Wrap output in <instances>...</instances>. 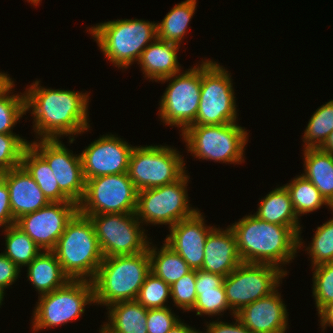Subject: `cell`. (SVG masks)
Segmentation results:
<instances>
[{
	"label": "cell",
	"instance_id": "cell-1",
	"mask_svg": "<svg viewBox=\"0 0 333 333\" xmlns=\"http://www.w3.org/2000/svg\"><path fill=\"white\" fill-rule=\"evenodd\" d=\"M36 80L25 90L26 111L33 116V129L38 139H59L89 131V94L79 91L44 88ZM71 137V138H70Z\"/></svg>",
	"mask_w": 333,
	"mask_h": 333
},
{
	"label": "cell",
	"instance_id": "cell-2",
	"mask_svg": "<svg viewBox=\"0 0 333 333\" xmlns=\"http://www.w3.org/2000/svg\"><path fill=\"white\" fill-rule=\"evenodd\" d=\"M229 227L244 263L270 264L282 269L298 253L299 235L289 226L268 223L250 214Z\"/></svg>",
	"mask_w": 333,
	"mask_h": 333
},
{
	"label": "cell",
	"instance_id": "cell-3",
	"mask_svg": "<svg viewBox=\"0 0 333 333\" xmlns=\"http://www.w3.org/2000/svg\"><path fill=\"white\" fill-rule=\"evenodd\" d=\"M151 272L148 249L133 255L104 257L93 278L94 303L106 306L136 300Z\"/></svg>",
	"mask_w": 333,
	"mask_h": 333
},
{
	"label": "cell",
	"instance_id": "cell-4",
	"mask_svg": "<svg viewBox=\"0 0 333 333\" xmlns=\"http://www.w3.org/2000/svg\"><path fill=\"white\" fill-rule=\"evenodd\" d=\"M53 252L70 280L92 281L104 258L93 223L79 212L67 223Z\"/></svg>",
	"mask_w": 333,
	"mask_h": 333
},
{
	"label": "cell",
	"instance_id": "cell-5",
	"mask_svg": "<svg viewBox=\"0 0 333 333\" xmlns=\"http://www.w3.org/2000/svg\"><path fill=\"white\" fill-rule=\"evenodd\" d=\"M88 32L115 67L127 69L140 59L142 51L157 38V23L118 19L96 24Z\"/></svg>",
	"mask_w": 333,
	"mask_h": 333
},
{
	"label": "cell",
	"instance_id": "cell-6",
	"mask_svg": "<svg viewBox=\"0 0 333 333\" xmlns=\"http://www.w3.org/2000/svg\"><path fill=\"white\" fill-rule=\"evenodd\" d=\"M236 123L189 126L181 136L187 150L198 159L241 164L248 133Z\"/></svg>",
	"mask_w": 333,
	"mask_h": 333
},
{
	"label": "cell",
	"instance_id": "cell-7",
	"mask_svg": "<svg viewBox=\"0 0 333 333\" xmlns=\"http://www.w3.org/2000/svg\"><path fill=\"white\" fill-rule=\"evenodd\" d=\"M229 71L213 60H202L201 98L191 126L222 125L237 121V107Z\"/></svg>",
	"mask_w": 333,
	"mask_h": 333
},
{
	"label": "cell",
	"instance_id": "cell-8",
	"mask_svg": "<svg viewBox=\"0 0 333 333\" xmlns=\"http://www.w3.org/2000/svg\"><path fill=\"white\" fill-rule=\"evenodd\" d=\"M168 145L133 148L127 174L138 191L171 184L186 173L185 161Z\"/></svg>",
	"mask_w": 333,
	"mask_h": 333
},
{
	"label": "cell",
	"instance_id": "cell-9",
	"mask_svg": "<svg viewBox=\"0 0 333 333\" xmlns=\"http://www.w3.org/2000/svg\"><path fill=\"white\" fill-rule=\"evenodd\" d=\"M94 304L91 281L70 280L65 286L38 296L31 320L32 331L64 325L80 318L85 306Z\"/></svg>",
	"mask_w": 333,
	"mask_h": 333
},
{
	"label": "cell",
	"instance_id": "cell-10",
	"mask_svg": "<svg viewBox=\"0 0 333 333\" xmlns=\"http://www.w3.org/2000/svg\"><path fill=\"white\" fill-rule=\"evenodd\" d=\"M189 178L185 173L171 184L138 191L136 216L140 223L168 224L170 228L193 216L198 208L189 206L186 189Z\"/></svg>",
	"mask_w": 333,
	"mask_h": 333
},
{
	"label": "cell",
	"instance_id": "cell-11",
	"mask_svg": "<svg viewBox=\"0 0 333 333\" xmlns=\"http://www.w3.org/2000/svg\"><path fill=\"white\" fill-rule=\"evenodd\" d=\"M170 81L160 100L161 122L168 126H177L184 132L193 125L199 108L202 83V63L160 80Z\"/></svg>",
	"mask_w": 333,
	"mask_h": 333
},
{
	"label": "cell",
	"instance_id": "cell-12",
	"mask_svg": "<svg viewBox=\"0 0 333 333\" xmlns=\"http://www.w3.org/2000/svg\"><path fill=\"white\" fill-rule=\"evenodd\" d=\"M138 190L127 172L86 180L85 192L78 212L94 214L136 213Z\"/></svg>",
	"mask_w": 333,
	"mask_h": 333
},
{
	"label": "cell",
	"instance_id": "cell-13",
	"mask_svg": "<svg viewBox=\"0 0 333 333\" xmlns=\"http://www.w3.org/2000/svg\"><path fill=\"white\" fill-rule=\"evenodd\" d=\"M287 273L286 270L270 264L242 262L223 280L232 315H236L244 306L274 292Z\"/></svg>",
	"mask_w": 333,
	"mask_h": 333
},
{
	"label": "cell",
	"instance_id": "cell-14",
	"mask_svg": "<svg viewBox=\"0 0 333 333\" xmlns=\"http://www.w3.org/2000/svg\"><path fill=\"white\" fill-rule=\"evenodd\" d=\"M88 217L93 223L103 257L133 255L148 249L150 242L136 213L94 214Z\"/></svg>",
	"mask_w": 333,
	"mask_h": 333
},
{
	"label": "cell",
	"instance_id": "cell-15",
	"mask_svg": "<svg viewBox=\"0 0 333 333\" xmlns=\"http://www.w3.org/2000/svg\"><path fill=\"white\" fill-rule=\"evenodd\" d=\"M36 141L29 144L49 164L60 191L78 205L84 196L86 184L80 154L74 155L59 139Z\"/></svg>",
	"mask_w": 333,
	"mask_h": 333
},
{
	"label": "cell",
	"instance_id": "cell-16",
	"mask_svg": "<svg viewBox=\"0 0 333 333\" xmlns=\"http://www.w3.org/2000/svg\"><path fill=\"white\" fill-rule=\"evenodd\" d=\"M77 212L78 205L74 202H50L35 212L22 215L16 225L42 251H53L67 223Z\"/></svg>",
	"mask_w": 333,
	"mask_h": 333
},
{
	"label": "cell",
	"instance_id": "cell-17",
	"mask_svg": "<svg viewBox=\"0 0 333 333\" xmlns=\"http://www.w3.org/2000/svg\"><path fill=\"white\" fill-rule=\"evenodd\" d=\"M134 147L112 134L103 135L91 142L80 153L85 180L126 173Z\"/></svg>",
	"mask_w": 333,
	"mask_h": 333
},
{
	"label": "cell",
	"instance_id": "cell-18",
	"mask_svg": "<svg viewBox=\"0 0 333 333\" xmlns=\"http://www.w3.org/2000/svg\"><path fill=\"white\" fill-rule=\"evenodd\" d=\"M199 210L191 217L170 227L164 243L179 254L192 270L201 269L204 260V245L208 234L215 226H206Z\"/></svg>",
	"mask_w": 333,
	"mask_h": 333
},
{
	"label": "cell",
	"instance_id": "cell-19",
	"mask_svg": "<svg viewBox=\"0 0 333 333\" xmlns=\"http://www.w3.org/2000/svg\"><path fill=\"white\" fill-rule=\"evenodd\" d=\"M278 288L271 294L244 306L236 316L252 333H285L288 312Z\"/></svg>",
	"mask_w": 333,
	"mask_h": 333
},
{
	"label": "cell",
	"instance_id": "cell-20",
	"mask_svg": "<svg viewBox=\"0 0 333 333\" xmlns=\"http://www.w3.org/2000/svg\"><path fill=\"white\" fill-rule=\"evenodd\" d=\"M202 270L226 277L242 260L239 256L235 235L228 226L225 230L215 227L204 245Z\"/></svg>",
	"mask_w": 333,
	"mask_h": 333
},
{
	"label": "cell",
	"instance_id": "cell-21",
	"mask_svg": "<svg viewBox=\"0 0 333 333\" xmlns=\"http://www.w3.org/2000/svg\"><path fill=\"white\" fill-rule=\"evenodd\" d=\"M3 180L9 189L11 211L15 220L50 203L35 180L21 165L5 171Z\"/></svg>",
	"mask_w": 333,
	"mask_h": 333
},
{
	"label": "cell",
	"instance_id": "cell-22",
	"mask_svg": "<svg viewBox=\"0 0 333 333\" xmlns=\"http://www.w3.org/2000/svg\"><path fill=\"white\" fill-rule=\"evenodd\" d=\"M180 45L156 38L143 51L138 60L144 78L160 80L181 72L178 62Z\"/></svg>",
	"mask_w": 333,
	"mask_h": 333
},
{
	"label": "cell",
	"instance_id": "cell-23",
	"mask_svg": "<svg viewBox=\"0 0 333 333\" xmlns=\"http://www.w3.org/2000/svg\"><path fill=\"white\" fill-rule=\"evenodd\" d=\"M258 210L254 215L268 223L289 226L299 235V249L304 247L301 238V226L294 211L290 193L286 186L270 191L260 200Z\"/></svg>",
	"mask_w": 333,
	"mask_h": 333
},
{
	"label": "cell",
	"instance_id": "cell-24",
	"mask_svg": "<svg viewBox=\"0 0 333 333\" xmlns=\"http://www.w3.org/2000/svg\"><path fill=\"white\" fill-rule=\"evenodd\" d=\"M223 280L224 277L222 275L202 269L196 270L195 288L197 298L192 309V311H196V315H222L224 311L226 312V310L230 309L226 300Z\"/></svg>",
	"mask_w": 333,
	"mask_h": 333
},
{
	"label": "cell",
	"instance_id": "cell-25",
	"mask_svg": "<svg viewBox=\"0 0 333 333\" xmlns=\"http://www.w3.org/2000/svg\"><path fill=\"white\" fill-rule=\"evenodd\" d=\"M27 267L28 280L39 296L59 289L70 281L53 251H42Z\"/></svg>",
	"mask_w": 333,
	"mask_h": 333
},
{
	"label": "cell",
	"instance_id": "cell-26",
	"mask_svg": "<svg viewBox=\"0 0 333 333\" xmlns=\"http://www.w3.org/2000/svg\"><path fill=\"white\" fill-rule=\"evenodd\" d=\"M108 322L100 333H148L147 308L136 300L122 301L108 306Z\"/></svg>",
	"mask_w": 333,
	"mask_h": 333
},
{
	"label": "cell",
	"instance_id": "cell-27",
	"mask_svg": "<svg viewBox=\"0 0 333 333\" xmlns=\"http://www.w3.org/2000/svg\"><path fill=\"white\" fill-rule=\"evenodd\" d=\"M304 154L303 175L320 192L333 208V154L320 148H306Z\"/></svg>",
	"mask_w": 333,
	"mask_h": 333
},
{
	"label": "cell",
	"instance_id": "cell-28",
	"mask_svg": "<svg viewBox=\"0 0 333 333\" xmlns=\"http://www.w3.org/2000/svg\"><path fill=\"white\" fill-rule=\"evenodd\" d=\"M21 166L35 180L50 202H72L60 191L47 161L30 144L23 152Z\"/></svg>",
	"mask_w": 333,
	"mask_h": 333
},
{
	"label": "cell",
	"instance_id": "cell-29",
	"mask_svg": "<svg viewBox=\"0 0 333 333\" xmlns=\"http://www.w3.org/2000/svg\"><path fill=\"white\" fill-rule=\"evenodd\" d=\"M196 5L197 0H186L176 4L164 19L157 23V38L181 45L187 33L188 24L195 13Z\"/></svg>",
	"mask_w": 333,
	"mask_h": 333
},
{
	"label": "cell",
	"instance_id": "cell-30",
	"mask_svg": "<svg viewBox=\"0 0 333 333\" xmlns=\"http://www.w3.org/2000/svg\"><path fill=\"white\" fill-rule=\"evenodd\" d=\"M150 244H153L150 242L148 246L151 272L163 279L168 285L171 286L182 276L192 271L184 259L165 243L160 247V251L156 246L151 247Z\"/></svg>",
	"mask_w": 333,
	"mask_h": 333
},
{
	"label": "cell",
	"instance_id": "cell-31",
	"mask_svg": "<svg viewBox=\"0 0 333 333\" xmlns=\"http://www.w3.org/2000/svg\"><path fill=\"white\" fill-rule=\"evenodd\" d=\"M4 229L6 249L3 254L19 268L28 266L42 250L16 224Z\"/></svg>",
	"mask_w": 333,
	"mask_h": 333
},
{
	"label": "cell",
	"instance_id": "cell-32",
	"mask_svg": "<svg viewBox=\"0 0 333 333\" xmlns=\"http://www.w3.org/2000/svg\"><path fill=\"white\" fill-rule=\"evenodd\" d=\"M12 80L8 76L0 84V134H14L13 127L27 112L25 93L13 94L11 91L15 85Z\"/></svg>",
	"mask_w": 333,
	"mask_h": 333
},
{
	"label": "cell",
	"instance_id": "cell-33",
	"mask_svg": "<svg viewBox=\"0 0 333 333\" xmlns=\"http://www.w3.org/2000/svg\"><path fill=\"white\" fill-rule=\"evenodd\" d=\"M285 186L290 193L292 205L298 217L319 210L322 205L329 206L333 212V208L322 197L319 190L303 175L294 178Z\"/></svg>",
	"mask_w": 333,
	"mask_h": 333
},
{
	"label": "cell",
	"instance_id": "cell-34",
	"mask_svg": "<svg viewBox=\"0 0 333 333\" xmlns=\"http://www.w3.org/2000/svg\"><path fill=\"white\" fill-rule=\"evenodd\" d=\"M304 131L303 149L320 148L324 144L333 131V100L316 109Z\"/></svg>",
	"mask_w": 333,
	"mask_h": 333
},
{
	"label": "cell",
	"instance_id": "cell-35",
	"mask_svg": "<svg viewBox=\"0 0 333 333\" xmlns=\"http://www.w3.org/2000/svg\"><path fill=\"white\" fill-rule=\"evenodd\" d=\"M306 250L309 251L312 267L333 262V218L317 227Z\"/></svg>",
	"mask_w": 333,
	"mask_h": 333
},
{
	"label": "cell",
	"instance_id": "cell-36",
	"mask_svg": "<svg viewBox=\"0 0 333 333\" xmlns=\"http://www.w3.org/2000/svg\"><path fill=\"white\" fill-rule=\"evenodd\" d=\"M171 297V286L163 279L150 272L140 288L136 301L147 309L167 307L165 304Z\"/></svg>",
	"mask_w": 333,
	"mask_h": 333
},
{
	"label": "cell",
	"instance_id": "cell-37",
	"mask_svg": "<svg viewBox=\"0 0 333 333\" xmlns=\"http://www.w3.org/2000/svg\"><path fill=\"white\" fill-rule=\"evenodd\" d=\"M313 298L319 311L325 304L333 301V262L312 267Z\"/></svg>",
	"mask_w": 333,
	"mask_h": 333
},
{
	"label": "cell",
	"instance_id": "cell-38",
	"mask_svg": "<svg viewBox=\"0 0 333 333\" xmlns=\"http://www.w3.org/2000/svg\"><path fill=\"white\" fill-rule=\"evenodd\" d=\"M29 141L19 134H0V168L4 171L21 165L22 155Z\"/></svg>",
	"mask_w": 333,
	"mask_h": 333
},
{
	"label": "cell",
	"instance_id": "cell-39",
	"mask_svg": "<svg viewBox=\"0 0 333 333\" xmlns=\"http://www.w3.org/2000/svg\"><path fill=\"white\" fill-rule=\"evenodd\" d=\"M195 285L196 270H192L171 285V299L176 307L183 311H192L197 298Z\"/></svg>",
	"mask_w": 333,
	"mask_h": 333
},
{
	"label": "cell",
	"instance_id": "cell-40",
	"mask_svg": "<svg viewBox=\"0 0 333 333\" xmlns=\"http://www.w3.org/2000/svg\"><path fill=\"white\" fill-rule=\"evenodd\" d=\"M171 310L169 306L148 309L146 322L148 333H168L170 329L181 320L178 319V316H175Z\"/></svg>",
	"mask_w": 333,
	"mask_h": 333
},
{
	"label": "cell",
	"instance_id": "cell-41",
	"mask_svg": "<svg viewBox=\"0 0 333 333\" xmlns=\"http://www.w3.org/2000/svg\"><path fill=\"white\" fill-rule=\"evenodd\" d=\"M20 268L0 253V288L4 291L18 279Z\"/></svg>",
	"mask_w": 333,
	"mask_h": 333
},
{
	"label": "cell",
	"instance_id": "cell-42",
	"mask_svg": "<svg viewBox=\"0 0 333 333\" xmlns=\"http://www.w3.org/2000/svg\"><path fill=\"white\" fill-rule=\"evenodd\" d=\"M13 224H16V220L11 211L9 189L3 180L0 183V227L6 228Z\"/></svg>",
	"mask_w": 333,
	"mask_h": 333
},
{
	"label": "cell",
	"instance_id": "cell-43",
	"mask_svg": "<svg viewBox=\"0 0 333 333\" xmlns=\"http://www.w3.org/2000/svg\"><path fill=\"white\" fill-rule=\"evenodd\" d=\"M236 320L235 323H225L222 321H212L210 323L207 322V329L205 333H252L249 328H247L240 319L234 315ZM203 333V332H201Z\"/></svg>",
	"mask_w": 333,
	"mask_h": 333
},
{
	"label": "cell",
	"instance_id": "cell-44",
	"mask_svg": "<svg viewBox=\"0 0 333 333\" xmlns=\"http://www.w3.org/2000/svg\"><path fill=\"white\" fill-rule=\"evenodd\" d=\"M318 316L320 317L321 327L326 329V326L333 327V301L325 304L319 311Z\"/></svg>",
	"mask_w": 333,
	"mask_h": 333
},
{
	"label": "cell",
	"instance_id": "cell-45",
	"mask_svg": "<svg viewBox=\"0 0 333 333\" xmlns=\"http://www.w3.org/2000/svg\"><path fill=\"white\" fill-rule=\"evenodd\" d=\"M168 333H201V331L196 330L195 328L190 327L181 320L176 323Z\"/></svg>",
	"mask_w": 333,
	"mask_h": 333
},
{
	"label": "cell",
	"instance_id": "cell-46",
	"mask_svg": "<svg viewBox=\"0 0 333 333\" xmlns=\"http://www.w3.org/2000/svg\"><path fill=\"white\" fill-rule=\"evenodd\" d=\"M320 149L324 152H328V153L333 154V131L329 134L327 140L320 147Z\"/></svg>",
	"mask_w": 333,
	"mask_h": 333
},
{
	"label": "cell",
	"instance_id": "cell-47",
	"mask_svg": "<svg viewBox=\"0 0 333 333\" xmlns=\"http://www.w3.org/2000/svg\"><path fill=\"white\" fill-rule=\"evenodd\" d=\"M5 291L0 288V306L3 304L2 301L4 299Z\"/></svg>",
	"mask_w": 333,
	"mask_h": 333
},
{
	"label": "cell",
	"instance_id": "cell-48",
	"mask_svg": "<svg viewBox=\"0 0 333 333\" xmlns=\"http://www.w3.org/2000/svg\"><path fill=\"white\" fill-rule=\"evenodd\" d=\"M8 77L6 73L0 72V84Z\"/></svg>",
	"mask_w": 333,
	"mask_h": 333
},
{
	"label": "cell",
	"instance_id": "cell-49",
	"mask_svg": "<svg viewBox=\"0 0 333 333\" xmlns=\"http://www.w3.org/2000/svg\"><path fill=\"white\" fill-rule=\"evenodd\" d=\"M5 171L0 168V183L3 181Z\"/></svg>",
	"mask_w": 333,
	"mask_h": 333
},
{
	"label": "cell",
	"instance_id": "cell-50",
	"mask_svg": "<svg viewBox=\"0 0 333 333\" xmlns=\"http://www.w3.org/2000/svg\"><path fill=\"white\" fill-rule=\"evenodd\" d=\"M29 3L31 2L32 4H34V6H37L38 3L41 2V0H27Z\"/></svg>",
	"mask_w": 333,
	"mask_h": 333
}]
</instances>
